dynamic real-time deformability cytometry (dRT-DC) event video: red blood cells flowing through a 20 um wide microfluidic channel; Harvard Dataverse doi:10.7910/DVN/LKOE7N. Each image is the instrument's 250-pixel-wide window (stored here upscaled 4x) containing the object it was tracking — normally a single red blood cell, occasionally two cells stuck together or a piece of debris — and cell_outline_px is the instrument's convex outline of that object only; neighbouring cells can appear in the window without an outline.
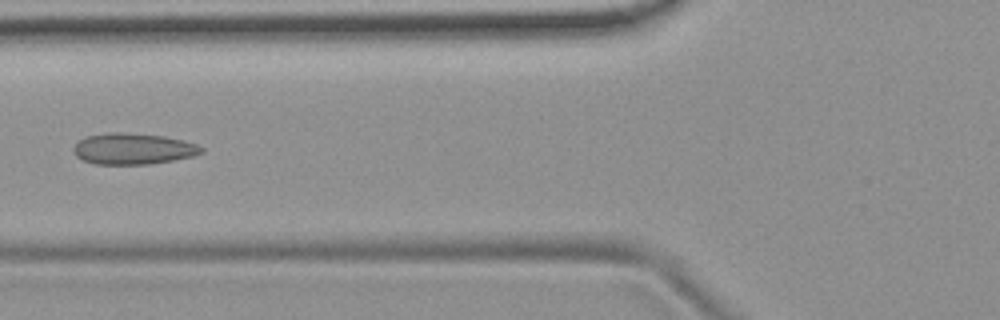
{"species": "common noctule bat (a hibernating species)", "species_latin": "Nyctalus noctula", "temperature_condition": "room temperature", "stored_images_in_passage": 6, "camera_frame_rate_fps": 3000, "um_per_image_px": 0.085, "animal": {"sex": "female", "body_mass_g": 19.9}, "frame": {"image": 1, "passage_image": 6, "time_ms": 6.667, "image_size_px": [1000, 320], "cell_outline_px": [[204, 152], [196, 156], [148, 164], [96, 164], [84, 160], [76, 156], [72, 148], [80, 140], [88, 136], [108, 132], [124, 132], [164, 136], [184, 140], [196, 144], [204, 148]], "centroid_in_image_um": [11.35, 12.64], "position_along_channel_um": 114.4, "area_um2": 23.24}}